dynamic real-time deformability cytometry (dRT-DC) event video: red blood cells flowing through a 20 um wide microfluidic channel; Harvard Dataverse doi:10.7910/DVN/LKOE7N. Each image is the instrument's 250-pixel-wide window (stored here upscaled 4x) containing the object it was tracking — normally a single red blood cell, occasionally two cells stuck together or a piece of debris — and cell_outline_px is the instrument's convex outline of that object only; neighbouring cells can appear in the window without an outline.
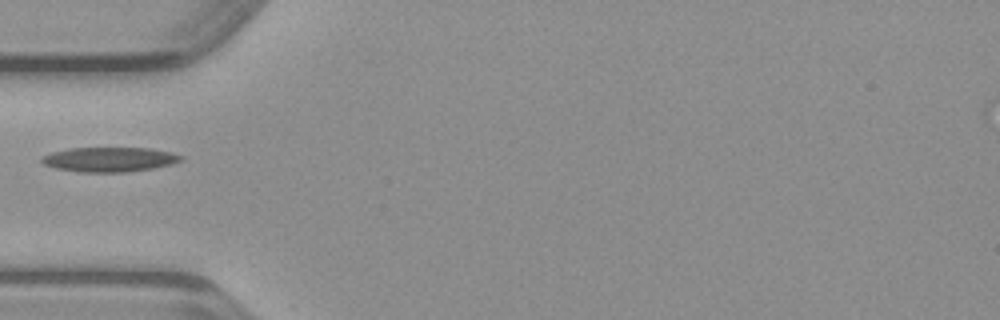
{"species": "common noctule bat (a hibernating species)", "species_latin": "Nyctalus noctula", "temperature_condition": "warm", "stored_images_in_passage": 11, "camera_frame_rate_fps": 3000, "um_per_image_px": 0.085, "animal": {"sex": "male", "body_mass_g": 23.1, "forearm_length_mm": 52.7}, "frame": {"image": 1, "passage_image": 1, "time_ms": 0.0, "image_size_px": [1000, 320], "cell_outline_px": [[184, 156], [180, 160], [168, 164], [152, 168], [124, 172], [80, 172], [56, 168], [44, 164], [40, 160], [44, 156], [52, 152], [68, 148], [148, 148], [172, 152]], "centroid_in_image_um": [9.28, 13.54], "position_along_channel_um": 75.7, "area_um2": 19.71}}